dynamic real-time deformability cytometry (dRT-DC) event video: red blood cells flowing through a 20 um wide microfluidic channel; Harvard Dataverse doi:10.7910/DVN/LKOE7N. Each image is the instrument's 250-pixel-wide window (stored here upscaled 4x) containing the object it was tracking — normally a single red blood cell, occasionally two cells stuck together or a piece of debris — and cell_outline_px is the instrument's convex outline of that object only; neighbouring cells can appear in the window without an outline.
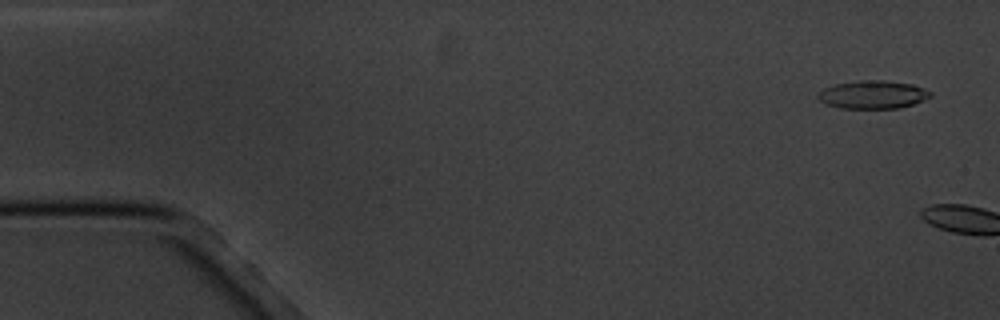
{"species": "common noctule bat (a hibernating species)", "species_latin": "Nyctalus noctula", "temperature_condition": "cold", "stored_images_in_passage": 2, "camera_frame_rate_fps": 3000, "um_per_image_px": 0.085, "animal": {"sex": "male", "body_mass_g": 20.1, "forearm_length_mm": 53.5}, "frame": {"image": 1, "passage_image": 1, "time_ms": 0.0, "image_size_px": [1000, 320], "cell_outline_px": [[932, 96], [912, 104], [900, 108], [840, 108], [828, 104], [820, 100], [816, 96], [824, 88], [832, 84], [860, 80], [884, 80], [912, 84], [932, 92]], "centroid_in_image_um": [74.18, 8.03], "position_along_channel_um": 10.8, "area_um2": 18.32}}